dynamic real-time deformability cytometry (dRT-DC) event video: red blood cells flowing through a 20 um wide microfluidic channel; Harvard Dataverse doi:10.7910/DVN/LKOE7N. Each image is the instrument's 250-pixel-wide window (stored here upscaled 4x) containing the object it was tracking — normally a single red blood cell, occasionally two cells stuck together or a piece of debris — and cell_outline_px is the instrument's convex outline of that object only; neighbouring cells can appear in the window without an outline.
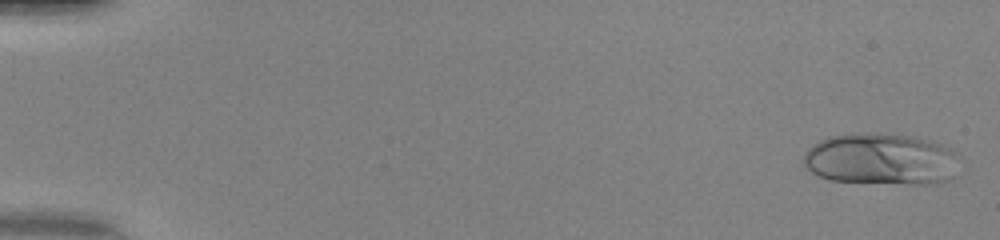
{"species": "human", "species_latin": "Homo sapiens", "temperature_condition": "warm", "stored_images_in_passage": 50, "camera_frame_rate_fps": 3000, "um_per_image_px": 0.085, "donor": {"sex": "female"}, "frame": {"image": 1, "passage_image": 2, "time_ms": 0.333, "image_size_px": [1000, 240], "cell_outline_px": [[952, 176], [948, 180], [936, 184], [908, 184], [828, 180], [812, 172], [804, 164], [804, 152], [808, 148], [820, 140], [828, 136], [856, 132], [872, 132], [916, 136], [932, 140], [944, 144], [952, 148]], "centroid_in_image_um": [74.82, 13.5], "position_along_channel_um": 10.2, "area_um2": 46.93}}
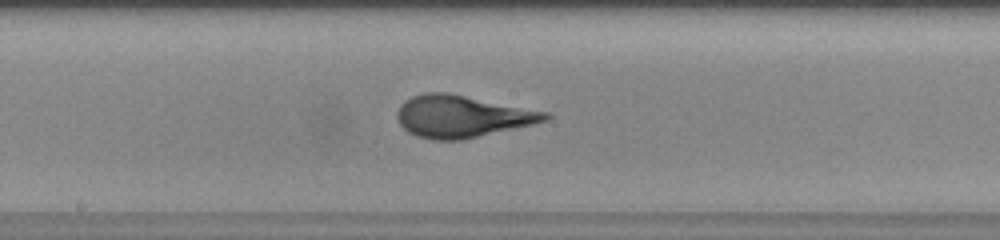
{"frame": {"image": 2, "passage_image": 28, "time_ms": 9.0, "image_size_px": [1000, 240], "cell_outline_px": [[552, 116], [548, 120], [532, 124], [460, 140], [432, 140], [416, 136], [408, 132], [400, 124], [396, 116], [396, 112], [400, 104], [404, 100], [412, 96], [424, 92], [448, 92], [548, 112]], "centroid_in_image_um": [39.22, 9.88], "position_along_channel_um": 209.0, "area_um2": 36.24}}
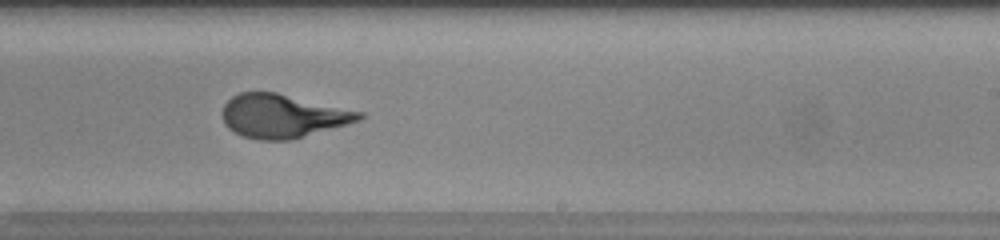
{"frame": {"image": 3, "passage_image": 32, "time_ms": 10.333, "image_size_px": [1000, 240], "cell_outline_px": [[364, 116], [360, 120], [292, 140], [260, 140], [244, 136], [228, 128], [224, 124], [224, 104], [232, 96], [240, 92], [276, 92], [364, 112]], "centroid_in_image_um": [24.04, 9.86], "position_along_channel_um": 265.0, "area_um2": 34.51}, "authors_computed_cell_mechanics": {"area_um2": 35.7782, "velocity_mm_per_s": 4.2249, "shape_relaxation_time_tau1_ms": 6.4541, "shape_relaxation_time_tau2_ms": null, "deformation_change_tau1": 0.303, "deformation_change_tau2": null}}